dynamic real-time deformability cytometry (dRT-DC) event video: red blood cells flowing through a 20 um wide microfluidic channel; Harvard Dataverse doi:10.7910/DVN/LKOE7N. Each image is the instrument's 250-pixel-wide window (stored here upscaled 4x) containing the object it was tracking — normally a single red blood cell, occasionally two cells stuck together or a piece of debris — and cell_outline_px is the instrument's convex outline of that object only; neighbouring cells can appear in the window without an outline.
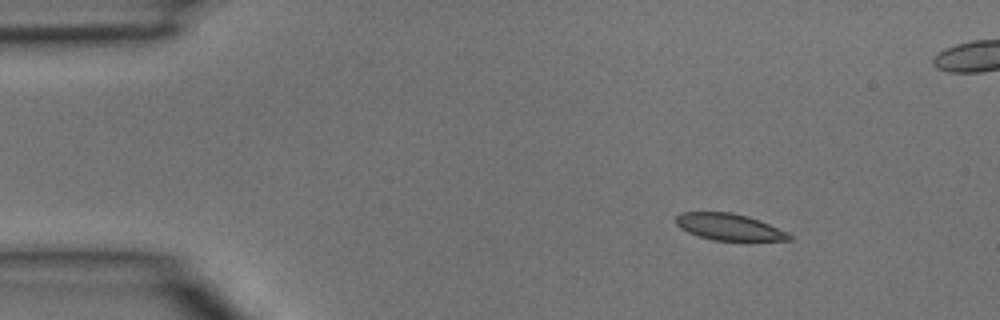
{"species": "common noctule bat (a hibernating species)", "species_latin": "Nyctalus noctula", "temperature_condition": "room temperature", "stored_images_in_passage": 5, "camera_frame_rate_fps": 3000, "um_per_image_px": 0.085, "animal": {"sex": "male", "body_mass_g": 15.6}, "frame": {"image": 1, "passage_image": 2, "time_ms": 0.333, "image_size_px": [1000, 320], "cell_outline_px": [[792, 240], [712, 240], [688, 232], [680, 228], [676, 224], [676, 216], [680, 212], [732, 212], [748, 216], [760, 220], [788, 232], [792, 236]], "centroid_in_image_um": [61.97, 19.28], "position_along_channel_um": 23.0, "area_um2": 17.51}}